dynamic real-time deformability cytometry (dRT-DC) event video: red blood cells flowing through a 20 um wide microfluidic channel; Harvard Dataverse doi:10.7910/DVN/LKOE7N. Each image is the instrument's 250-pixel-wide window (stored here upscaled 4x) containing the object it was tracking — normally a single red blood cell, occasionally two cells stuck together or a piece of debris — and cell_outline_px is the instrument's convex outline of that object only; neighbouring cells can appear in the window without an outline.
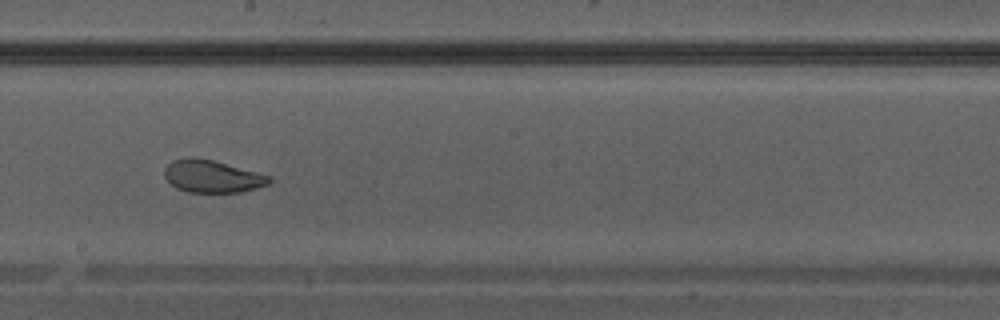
{"species": "Egyptian fruit bat (a non-hibernating species)", "species_latin": "Rousettus aegyptiacus", "temperature_condition": "warm", "stored_images_in_passage": 40, "camera_frame_rate_fps": 3000, "um_per_image_px": 0.085, "animal": {"sex": "male"}, "frame": {"image": 1, "passage_image": 23, "time_ms": 7.333, "image_size_px": [1000, 320], "cell_outline_px": [[272, 180], [268, 184], [240, 192], [188, 192], [176, 188], [164, 176], [164, 168], [172, 160], [188, 156], [192, 156], [212, 160], [272, 176]], "centroid_in_image_um": [18.01, 14.97], "position_along_channel_um": 230.2, "area_um2": 19.77}}